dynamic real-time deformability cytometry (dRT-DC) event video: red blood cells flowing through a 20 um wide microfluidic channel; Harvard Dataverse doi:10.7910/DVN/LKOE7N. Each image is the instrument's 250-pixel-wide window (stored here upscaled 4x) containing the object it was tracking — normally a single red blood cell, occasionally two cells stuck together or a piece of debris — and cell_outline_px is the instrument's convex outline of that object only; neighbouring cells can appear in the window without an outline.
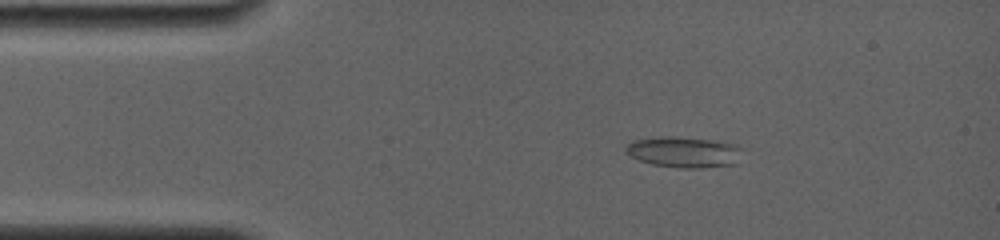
{"species": "common noctule bat (a hibernating species)", "species_latin": "Nyctalus noctula", "temperature_condition": "room temperature", "stored_images_in_passage": 9, "camera_frame_rate_fps": 4000, "um_per_image_px": 0.085, "animal": {"sex": "female", "body_mass_g": 19.0, "forearm_length_mm": 56.7}, "frame": {"image": 1, "passage_image": 6, "time_ms": 2.0, "image_size_px": [1000, 240], "cell_outline_px": [[740, 148], [736, 164], [700, 168], [680, 168], [652, 164], [640, 160], [624, 152], [624, 148], [632, 140], [660, 136], [676, 136], [716, 140], [736, 144]], "centroid_in_image_um": [58.1, 12.91], "position_along_channel_um": 26.9, "area_um2": 21.04}}